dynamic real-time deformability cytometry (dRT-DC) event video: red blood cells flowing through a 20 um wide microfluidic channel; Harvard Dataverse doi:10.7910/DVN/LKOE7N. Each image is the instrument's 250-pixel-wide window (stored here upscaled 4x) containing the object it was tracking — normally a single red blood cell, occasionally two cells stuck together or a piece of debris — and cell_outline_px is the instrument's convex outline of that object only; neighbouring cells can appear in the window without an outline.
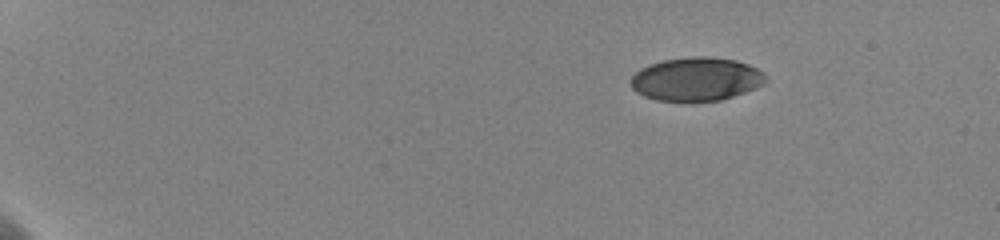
{"species": "human", "species_latin": "Homo sapiens", "temperature_condition": "cold", "stored_images_in_passage": 50, "camera_frame_rate_fps": 3000, "um_per_image_px": 0.085, "donor": {"sex": "female"}, "frame": {"image": 1, "passage_image": 1, "time_ms": 0.0, "image_size_px": [1000, 240], "cell_outline_px": [[768, 80], [764, 84], [756, 88], [720, 100], [692, 104], [656, 100], [644, 96], [636, 92], [632, 88], [632, 76], [640, 68], [664, 60], [692, 56], [708, 56], [736, 60], [748, 64], [764, 72], [768, 76]], "centroid_in_image_um": [59.21, 6.76], "position_along_channel_um": 25.8, "area_um2": 34.91}}
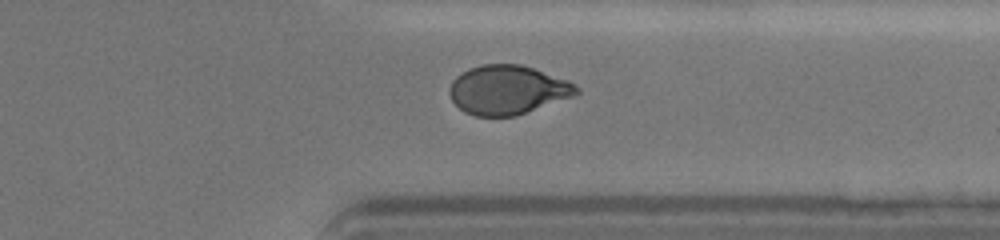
{"frame": {"image": 2, "passage_image": 40, "time_ms": 13.0, "image_size_px": [1000, 240], "cell_outline_px": [[580, 92], [572, 96], [516, 116], [476, 116], [464, 112], [452, 100], [448, 92], [448, 88], [452, 80], [456, 76], [468, 68], [480, 64], [520, 64], [568, 80], [576, 84], [580, 88]], "centroid_in_image_um": [43.12, 7.63], "position_along_channel_um": 368.3, "area_um2": 36.36}}
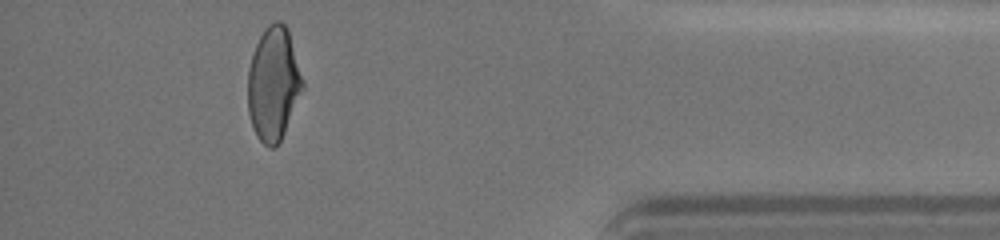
{"frame": {"image": 3, "passage_image": 46, "time_ms": 15.0, "image_size_px": [1000, 240], "cell_outline_px": [[304, 88], [284, 132], [280, 140], [272, 148], [268, 148], [256, 136], [248, 112], [248, 68], [256, 44], [264, 28], [268, 24], [276, 20], [280, 20], [288, 28], [304, 84]], "centroid_in_image_um": [23.24, 7.1], "position_along_channel_um": 412.0, "area_um2": 36.13}, "authors_computed_cell_mechanics": {"area_um2": 36.414, "velocity_mm_per_s": 3.6077, "shape_relaxation_time_tau1_ms": 3.6818, "shape_relaxation_time_tau2_ms": 2.2872, "deformation_change_tau1": 0.1355, "deformation_change_tau2": 0.0575}}